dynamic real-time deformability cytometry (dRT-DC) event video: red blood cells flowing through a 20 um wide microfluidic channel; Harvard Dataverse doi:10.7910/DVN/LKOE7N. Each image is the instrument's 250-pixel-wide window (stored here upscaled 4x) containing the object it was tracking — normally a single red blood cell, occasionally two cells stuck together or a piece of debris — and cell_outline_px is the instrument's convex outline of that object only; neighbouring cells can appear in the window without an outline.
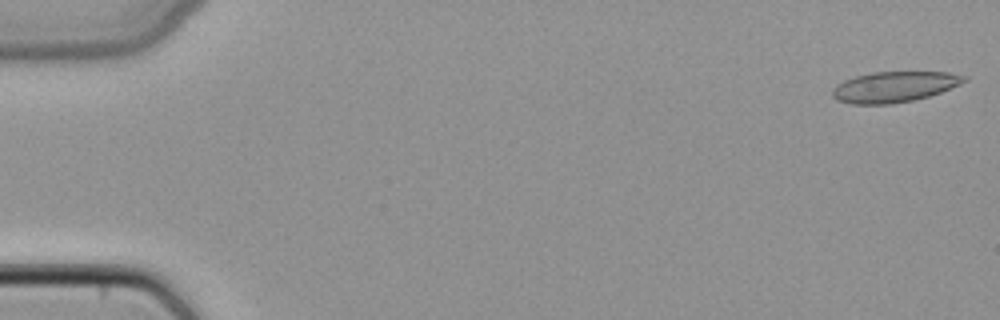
{"species": "common noctule bat (a hibernating species)", "species_latin": "Nyctalus noctula", "temperature_condition": "cold", "stored_images_in_passage": 48, "camera_frame_rate_fps": 3000, "um_per_image_px": 0.085, "animal": {"sex": "female", "body_mass_g": 22.7, "forearm_length_mm": 54.2}, "frame": {"image": 1, "passage_image": 1, "time_ms": 0.0, "image_size_px": [1000, 320], "cell_outline_px": [[968, 80], [960, 84], [940, 92], [928, 96], [912, 100], [892, 104], [852, 104], [836, 100], [832, 96], [832, 88], [836, 84], [844, 80], [856, 76], [872, 72], [948, 72], [968, 76]], "centroid_in_image_um": [75.99, 7.38], "position_along_channel_um": 9.0, "area_um2": 23.58}}
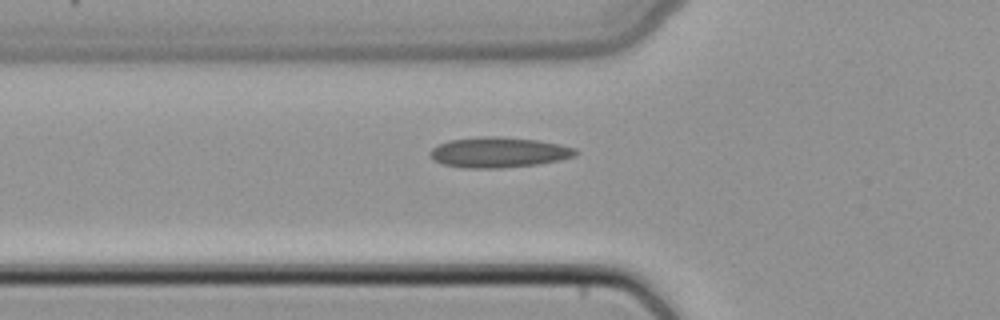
{"frame": {"image": 2, "passage_image": 17, "time_ms": 5.333, "image_size_px": [1000, 320], "cell_outline_px": [[580, 152], [576, 156], [560, 160], [536, 164], [504, 168], [464, 168], [444, 164], [432, 160], [428, 156], [428, 152], [436, 144], [448, 140], [484, 136], [500, 136], [540, 140], [560, 144], [576, 148]], "centroid_in_image_um": [42.38, 12.94], "position_along_channel_um": 83.4, "area_um2": 26.24}}
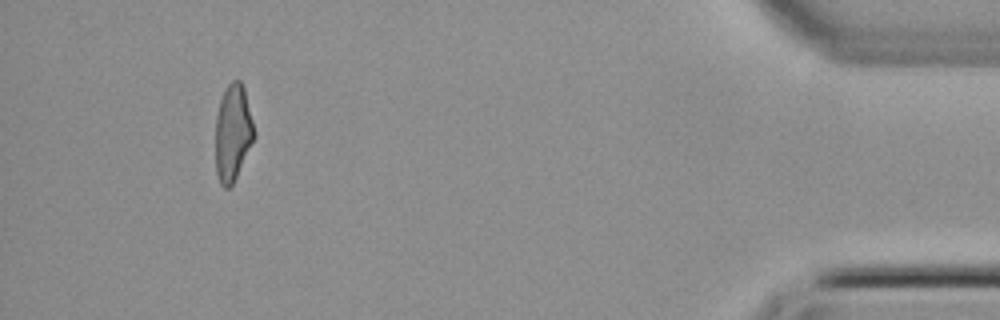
{"frame": {"image": 3, "passage_image": 45, "time_ms": 14.667, "image_size_px": [1000, 320], "cell_outline_px": [[256, 136], [232, 184], [228, 188], [224, 188], [220, 184], [216, 172], [216, 116], [220, 100], [228, 84], [232, 80], [240, 80], [244, 88], [256, 132]], "centroid_in_image_um": [19.8, 11.27], "position_along_channel_um": 415.4, "area_um2": 21.68}}